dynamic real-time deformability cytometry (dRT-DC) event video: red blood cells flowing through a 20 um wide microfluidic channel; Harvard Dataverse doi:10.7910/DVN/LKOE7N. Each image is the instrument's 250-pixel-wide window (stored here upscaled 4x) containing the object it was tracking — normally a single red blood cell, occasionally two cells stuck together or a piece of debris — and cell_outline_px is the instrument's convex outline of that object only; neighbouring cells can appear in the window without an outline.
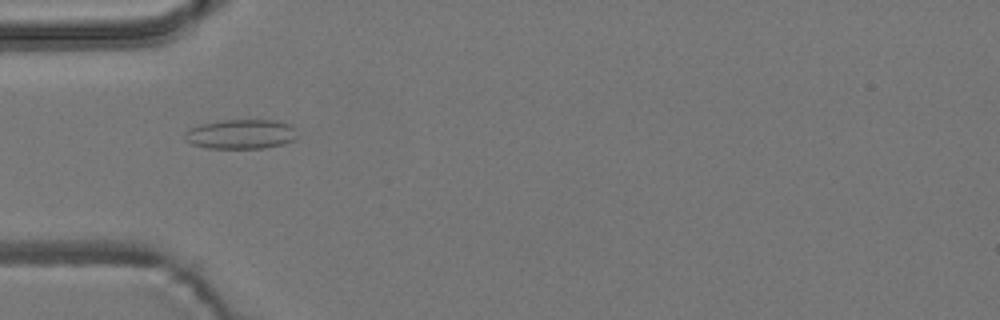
{"species": "common noctule bat (a hibernating species)", "species_latin": "Nyctalus noctula", "temperature_condition": "room temperature", "stored_images_in_passage": 38, "camera_frame_rate_fps": 3000, "um_per_image_px": 0.085, "animal": {"sex": "male", "body_mass_g": 19.2, "forearm_length_mm": 51.8}, "frame": {"image": 1, "passage_image": 3, "time_ms": 0.667, "image_size_px": [1000, 320], "cell_outline_px": [[296, 136], [292, 140], [280, 144], [264, 148], [208, 148], [192, 144], [184, 140], [184, 132], [188, 128], [200, 124], [224, 120], [276, 120], [292, 124]], "centroid_in_image_um": [20.42, 11.39], "position_along_channel_um": 64.6, "area_um2": 19.36}}
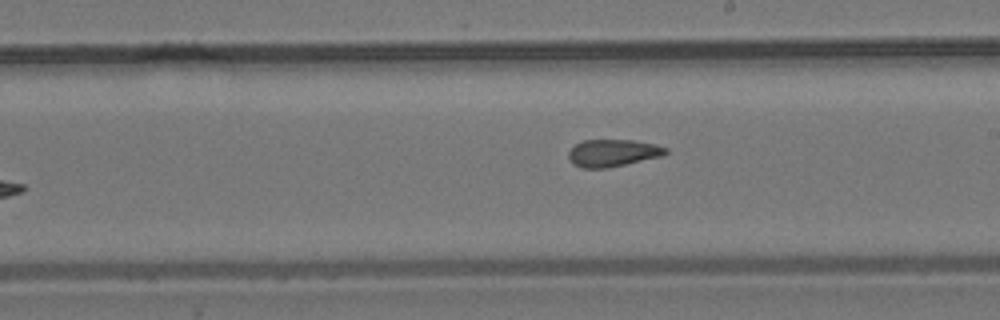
{"frame": {"image": 2, "passage_image": 17, "time_ms": 5.333, "image_size_px": [1000, 320], "cell_outline_px": [[668, 152], [664, 156], [608, 168], [580, 168], [572, 164], [568, 156], [568, 152], [576, 144], [584, 140], [632, 140], [656, 144], [668, 148]], "centroid_in_image_um": [52.11, 13.01], "position_along_channel_um": 236.9, "area_um2": 15.61}}
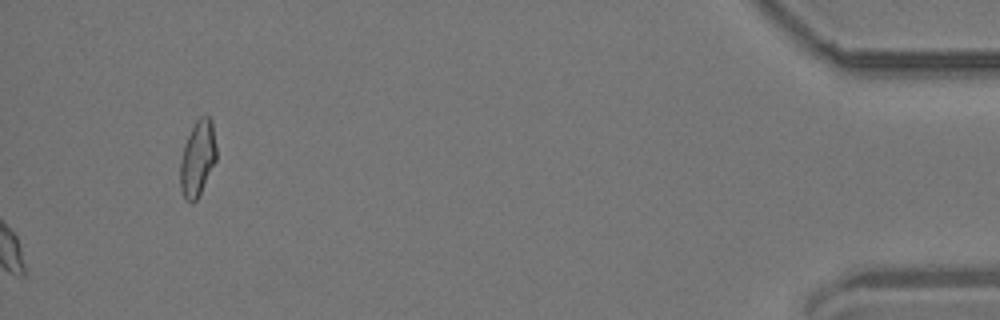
{"frame": {"image": 3, "passage_image": 38, "time_ms": 12.333, "image_size_px": [1000, 320], "cell_outline_px": [[216, 160], [196, 200], [192, 204], [184, 196], [180, 188], [180, 160], [184, 144], [196, 120], [200, 116], [208, 116], [212, 120], [216, 148]], "centroid_in_image_um": [16.79, 13.44], "position_along_channel_um": 418.4, "area_um2": 15.72}, "authors_computed_cell_mechanics": {"area_um2": 16.1262, "velocity_mm_per_s": 3.6946, "shape_relaxation_time_tau1_ms": null, "shape_relaxation_time_tau2_ms": 2.6551, "deformation_change_tau1": null, "deformation_change_tau2": 0.1101}}